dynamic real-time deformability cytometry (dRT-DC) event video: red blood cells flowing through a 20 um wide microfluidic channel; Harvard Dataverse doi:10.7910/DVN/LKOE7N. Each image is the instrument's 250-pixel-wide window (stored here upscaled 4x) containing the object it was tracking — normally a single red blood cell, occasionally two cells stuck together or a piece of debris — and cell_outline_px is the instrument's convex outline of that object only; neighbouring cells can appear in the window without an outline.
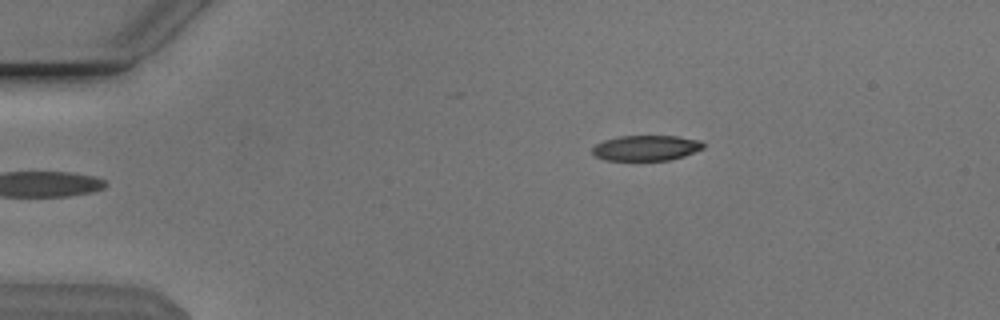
{"species": "Egyptian fruit bat (a non-hibernating species)", "species_latin": "Rousettus aegyptiacus", "temperature_condition": "cold", "stored_images_in_passage": 24, "camera_frame_rate_fps": 3000, "um_per_image_px": 0.085, "animal": {"sex": "male"}, "frame": {"image": 1, "passage_image": 1, "time_ms": 0.0, "image_size_px": [1000, 320], "cell_outline_px": [[704, 148], [684, 156], [668, 160], [604, 160], [596, 156], [592, 152], [592, 148], [596, 144], [604, 140], [620, 136], [676, 136], [700, 140], [704, 144]], "centroid_in_image_um": [54.92, 12.57], "position_along_channel_um": 30.1, "area_um2": 16.36}}
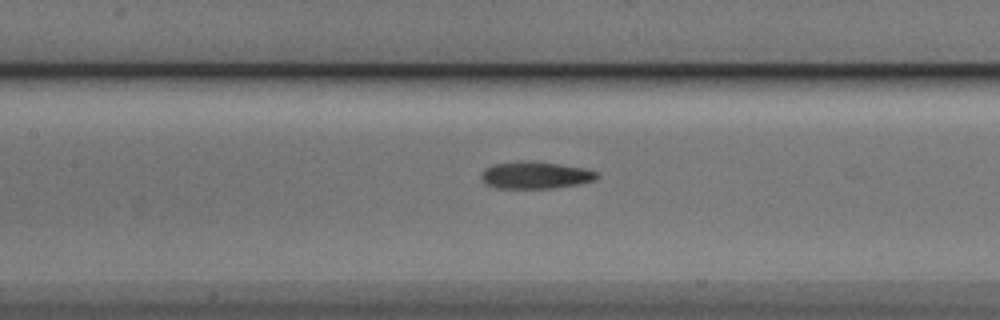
{"frame": {"image": 2, "passage_image": 16, "time_ms": 5.0, "image_size_px": [1000, 320], "cell_outline_px": [[600, 176], [596, 180], [576, 184], [552, 188], [496, 188], [488, 184], [480, 176], [480, 172], [484, 168], [492, 164], [520, 160], [528, 160], [560, 164], [584, 168], [596, 172]], "centroid_in_image_um": [45.48, 14.87], "position_along_channel_um": 161.9, "area_um2": 18.38}}
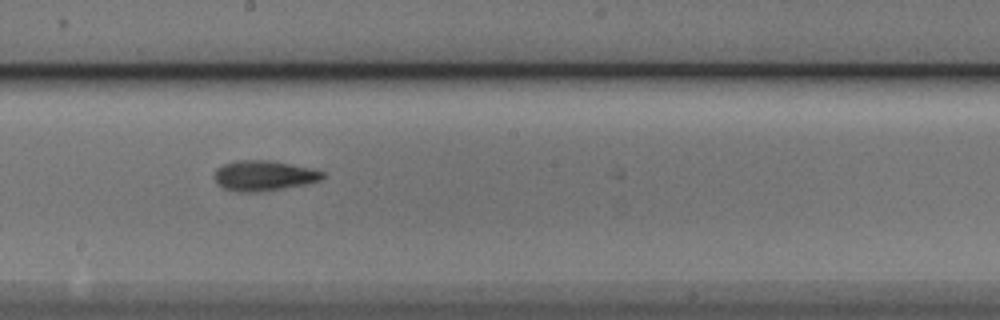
{"frame": {"image": 3, "passage_image": 21, "time_ms": 6.667, "image_size_px": [1000, 320], "cell_outline_px": [[324, 176], [320, 180], [304, 184], [256, 192], [236, 192], [224, 188], [216, 184], [216, 168], [224, 164], [236, 160], [268, 160], [308, 168], [324, 172]], "centroid_in_image_um": [22.37, 14.93], "position_along_channel_um": 225.8, "area_um2": 18.67}}